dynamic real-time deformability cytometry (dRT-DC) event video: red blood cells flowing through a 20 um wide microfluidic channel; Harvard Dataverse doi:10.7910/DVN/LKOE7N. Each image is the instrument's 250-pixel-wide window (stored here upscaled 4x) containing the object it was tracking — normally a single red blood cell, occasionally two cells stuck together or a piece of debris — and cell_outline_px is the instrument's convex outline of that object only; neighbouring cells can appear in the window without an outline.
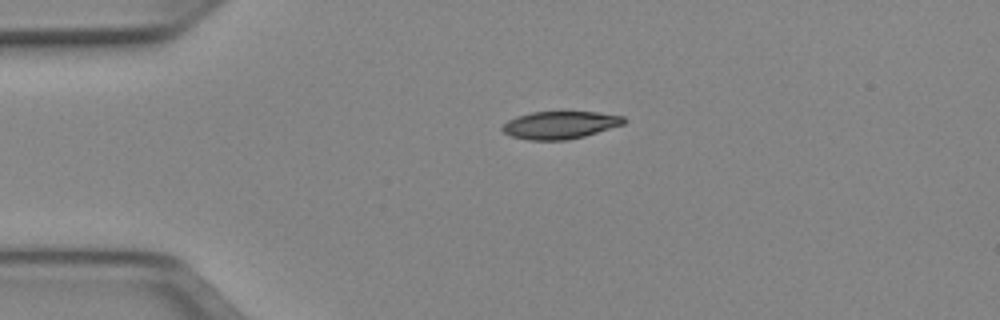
{"species": "Egyptian fruit bat (a non-hibernating species)", "species_latin": "Rousettus aegyptiacus", "temperature_condition": "cold", "stored_images_in_passage": 41, "camera_frame_rate_fps": 3000, "um_per_image_px": 0.085, "animal": {"sex": "female"}, "frame": {"image": 1, "passage_image": 1, "time_ms": 0.0, "image_size_px": [1000, 320], "cell_outline_px": [[628, 120], [624, 124], [584, 136], [568, 140], [528, 140], [512, 136], [504, 132], [500, 128], [508, 120], [516, 116], [532, 112], [596, 112], [624, 116]], "centroid_in_image_um": [47.61, 10.62], "position_along_channel_um": 37.4, "area_um2": 19.54}}
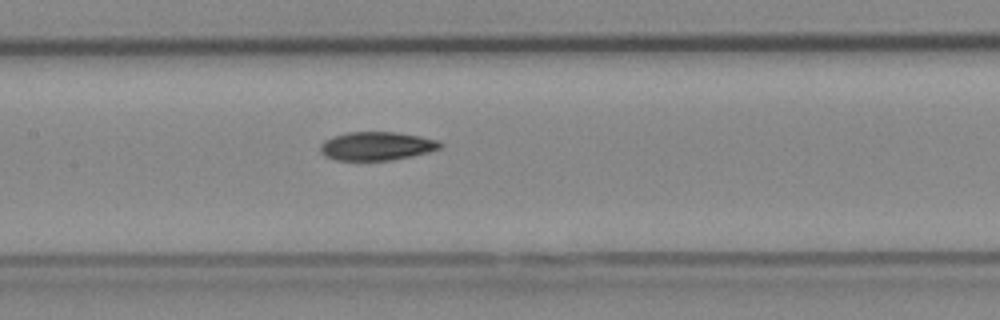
{"frame": {"image": 2, "passage_image": 14, "time_ms": 4.333, "image_size_px": [1000, 320], "cell_outline_px": [[444, 144], [440, 148], [428, 152], [412, 156], [392, 160], [336, 160], [324, 156], [320, 152], [320, 144], [324, 140], [332, 136], [348, 132], [396, 132], [420, 136], [440, 140]], "centroid_in_image_um": [32.02, 12.41], "position_along_channel_um": 175.4, "area_um2": 20.11}}
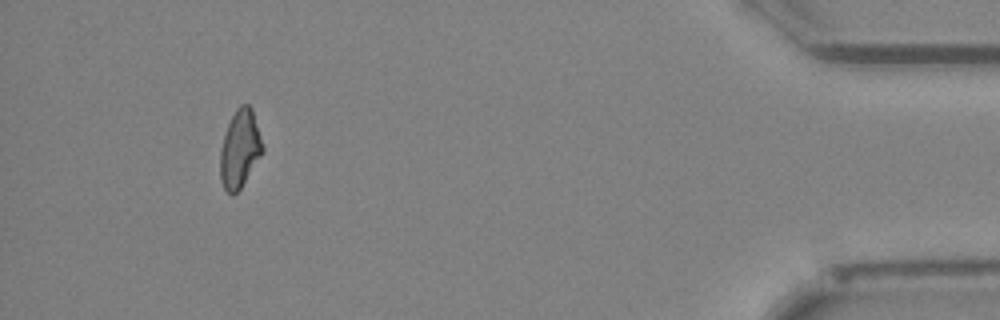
{"frame": {"image": 3, "passage_image": 37, "time_ms": 12.0, "image_size_px": [1000, 320], "cell_outline_px": [[264, 152], [240, 188], [232, 196], [224, 188], [220, 180], [220, 148], [228, 124], [236, 108], [240, 104], [248, 104], [252, 108], [264, 148]], "centroid_in_image_um": [20.39, 12.65], "position_along_channel_um": 414.8, "area_um2": 19.19}, "authors_computed_cell_mechanics": {"area_um2": 19.941, "velocity_mm_per_s": 3.9714, "shape_relaxation_time_tau1_ms": 8.1492, "shape_relaxation_time_tau2_ms": 9.1744, "deformation_change_tau1": 0.1817, "deformation_change_tau2": 0.157}}